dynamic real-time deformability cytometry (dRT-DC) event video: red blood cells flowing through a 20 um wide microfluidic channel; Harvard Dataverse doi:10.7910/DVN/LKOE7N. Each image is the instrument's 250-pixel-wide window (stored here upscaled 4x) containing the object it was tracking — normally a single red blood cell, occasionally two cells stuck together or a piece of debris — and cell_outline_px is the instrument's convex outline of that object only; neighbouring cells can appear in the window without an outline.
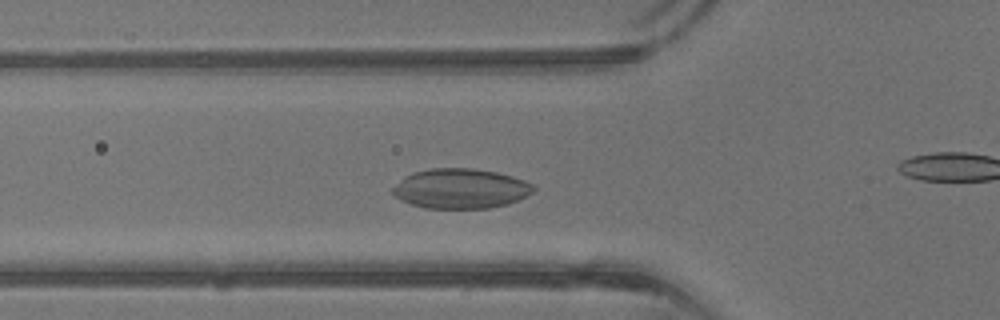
{"species": "common noctule bat (a hibernating species)", "species_latin": "Nyctalus noctula", "temperature_condition": "warm", "stored_images_in_passage": 34, "camera_frame_rate_fps": 3000, "um_per_image_px": 0.085, "animal": {"sex": "male", "body_mass_g": 13.3}, "frame": {"image": 1, "passage_image": 10, "time_ms": 3.0, "image_size_px": [1000, 320], "cell_outline_px": [[536, 188], [532, 192], [520, 200], [508, 204], [488, 208], [424, 208], [400, 200], [392, 192], [392, 188], [404, 176], [412, 172], [432, 168], [472, 168], [496, 172], [512, 176], [524, 180], [532, 184]], "centroid_in_image_um": [39.15, 16.03], "position_along_channel_um": 86.6, "area_um2": 32.77}}
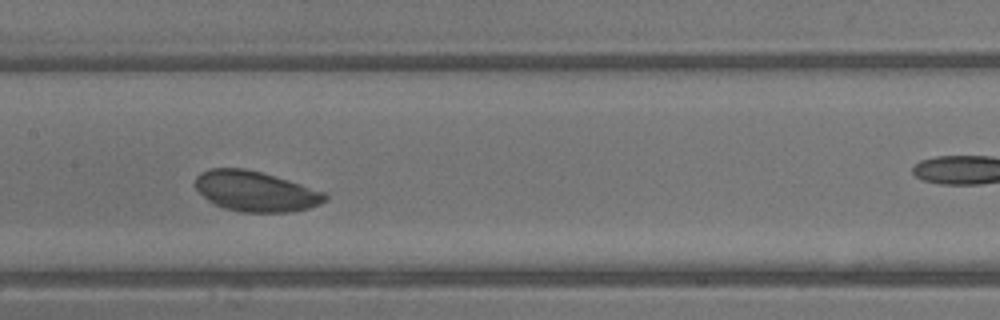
{"frame": {"image": 2, "passage_image": 16, "time_ms": 5.0, "image_size_px": [1000, 320], "cell_outline_px": [[328, 196], [320, 204], [308, 208], [292, 212], [240, 212], [224, 208], [212, 204], [196, 188], [196, 176], [200, 172], [212, 168], [244, 168], [260, 172], [300, 184], [324, 192]], "centroid_in_image_um": [21.69, 16.27], "position_along_channel_um": 185.7, "area_um2": 30.23}}
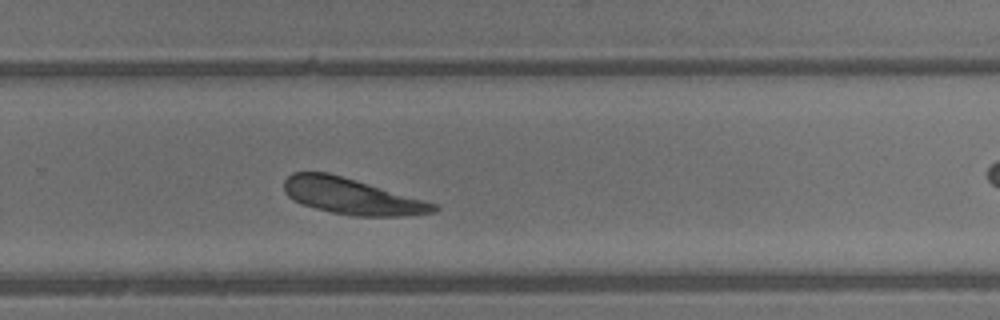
{"frame": {"image": 3, "passage_image": 23, "time_ms": 7.333, "image_size_px": [1000, 320], "cell_outline_px": [[440, 208], [436, 212], [408, 216], [352, 216], [332, 212], [300, 204], [292, 200], [284, 192], [284, 180], [292, 172], [328, 172], [424, 200], [436, 204]], "centroid_in_image_um": [29.88, 16.69], "position_along_channel_um": 299.9, "area_um2": 31.39}}